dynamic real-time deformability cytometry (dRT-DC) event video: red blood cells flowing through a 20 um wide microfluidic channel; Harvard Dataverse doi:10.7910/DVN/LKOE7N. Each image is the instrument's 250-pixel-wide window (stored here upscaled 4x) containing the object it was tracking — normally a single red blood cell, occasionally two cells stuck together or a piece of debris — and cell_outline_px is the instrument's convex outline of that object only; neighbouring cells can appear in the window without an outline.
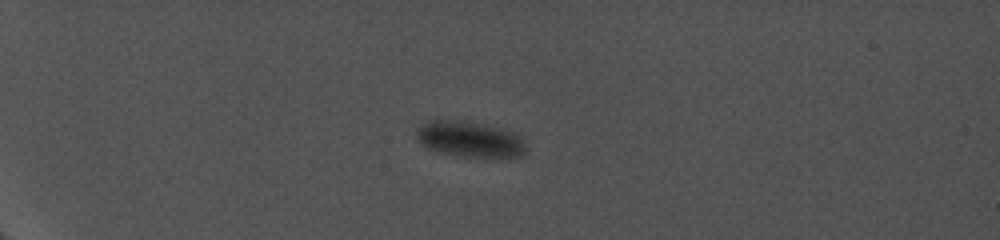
{"species": "common noctule bat (a hibernating species)", "species_latin": "Nyctalus noctula", "temperature_condition": "cold", "stored_images_in_passage": 60, "camera_frame_rate_fps": 5000, "um_per_image_px": 0.085, "animal": {"sex": "female", "body_mass_g": 19.0, "forearm_length_mm": 56.7}, "frame": {"image": 1, "passage_image": 1, "time_ms": 0.0, "image_size_px": [1000, 240], "cell_outline_px": [[528, 148], [520, 156], [456, 156], [436, 152], [420, 144], [416, 140], [416, 128], [420, 124], [428, 120], [460, 120], [484, 124], [512, 132]], "centroid_in_image_um": [39.8, 11.82], "position_along_channel_um": 45.2, "area_um2": 22.72}}
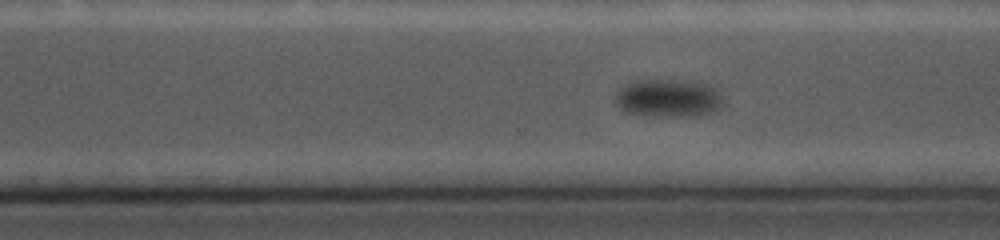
{"frame": {"image": 2, "passage_image": 47, "time_ms": 10.4, "image_size_px": [1000, 240], "cell_outline_px": [[720, 108], [716, 112], [696, 116], [656, 116], [628, 112], [620, 108], [616, 104], [616, 92], [620, 88], [632, 80], [696, 80], [716, 84], [720, 100]], "centroid_in_image_um": [56.86, 8.31], "position_along_channel_um": 313.7, "area_um2": 24.28}}
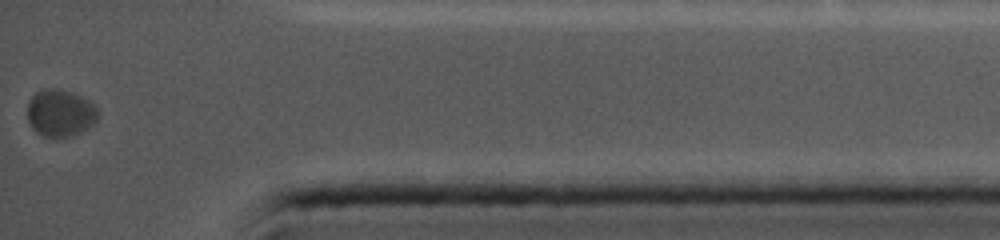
{"frame": {"image": 3, "passage_image": 60, "time_ms": 14.2, "image_size_px": [1000, 240], "cell_outline_px": [[100, 116], [88, 128], [80, 132], [68, 136], [44, 136], [36, 132], [32, 128], [28, 120], [28, 100], [36, 92], [48, 88], [56, 88], [80, 96], [88, 100], [96, 108]], "centroid_in_image_um": [5.11, 9.6], "position_along_channel_um": 430.1, "area_um2": 19.07}}